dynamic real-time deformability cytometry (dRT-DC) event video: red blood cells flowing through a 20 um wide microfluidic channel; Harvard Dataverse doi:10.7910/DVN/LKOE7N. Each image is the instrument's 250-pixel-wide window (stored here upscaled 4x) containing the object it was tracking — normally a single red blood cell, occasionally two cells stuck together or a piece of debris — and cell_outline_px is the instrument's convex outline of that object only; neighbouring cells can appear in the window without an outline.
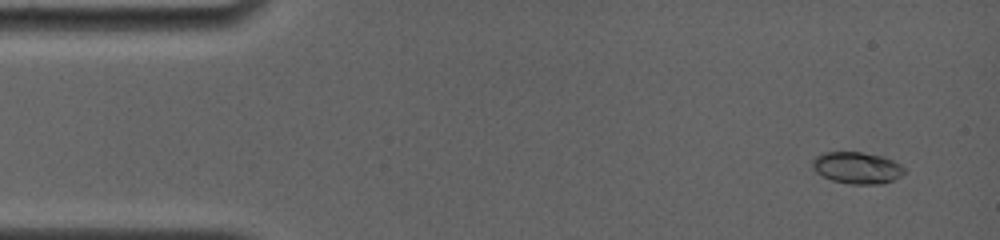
{"species": "common noctule bat (a hibernating species)", "species_latin": "Nyctalus noctula", "temperature_condition": "room temperature", "stored_images_in_passage": 16, "camera_frame_rate_fps": 4000, "um_per_image_px": 0.085, "animal": {"sex": "female", "body_mass_g": 19.0, "forearm_length_mm": 56.7}, "frame": {"image": 1, "passage_image": 2, "time_ms": 1.0, "image_size_px": [1000, 240], "cell_outline_px": [[904, 172], [900, 176], [884, 184], [848, 184], [832, 180], [816, 172], [812, 168], [812, 160], [816, 156], [824, 152], [860, 152], [880, 156], [892, 160], [900, 164], [904, 168]], "centroid_in_image_um": [72.82, 14.27], "position_along_channel_um": 12.2, "area_um2": 16.88}}
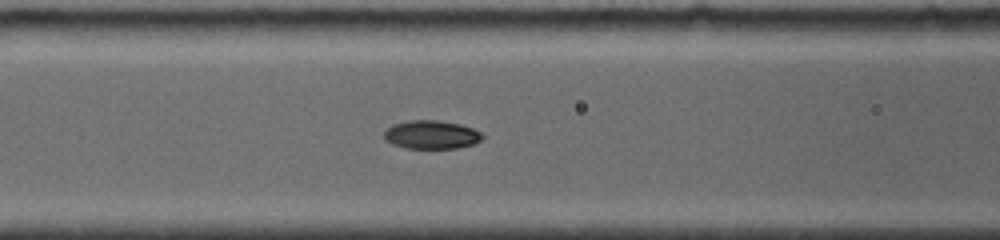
{"frame": {"image": 2, "passage_image": 9, "time_ms": 6.75, "image_size_px": [1000, 240], "cell_outline_px": [[484, 136], [480, 140], [472, 144], [456, 148], [404, 148], [392, 144], [384, 140], [384, 132], [392, 124], [408, 120], [436, 120], [460, 124], [484, 132]], "centroid_in_image_um": [36.66, 11.44], "position_along_channel_um": 129.9, "area_um2": 16.42}}
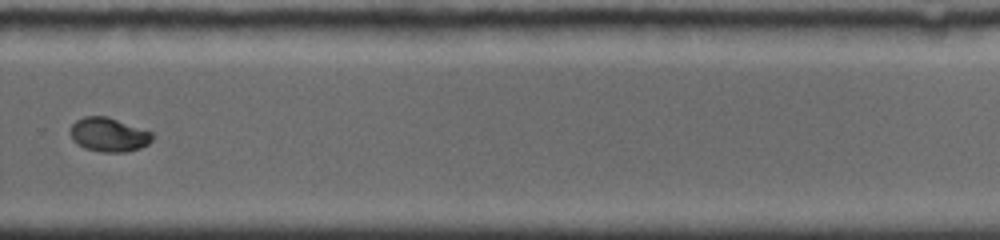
{"frame": {"image": 3, "passage_image": 16, "time_ms": 11.75, "image_size_px": [1000, 240], "cell_outline_px": [[152, 140], [148, 144], [140, 148], [124, 152], [100, 152], [84, 148], [76, 144], [72, 140], [72, 124], [76, 120], [84, 116], [108, 116], [152, 132]], "centroid_in_image_um": [9.24, 11.45], "position_along_channel_um": 320.6, "area_um2": 16.24}}